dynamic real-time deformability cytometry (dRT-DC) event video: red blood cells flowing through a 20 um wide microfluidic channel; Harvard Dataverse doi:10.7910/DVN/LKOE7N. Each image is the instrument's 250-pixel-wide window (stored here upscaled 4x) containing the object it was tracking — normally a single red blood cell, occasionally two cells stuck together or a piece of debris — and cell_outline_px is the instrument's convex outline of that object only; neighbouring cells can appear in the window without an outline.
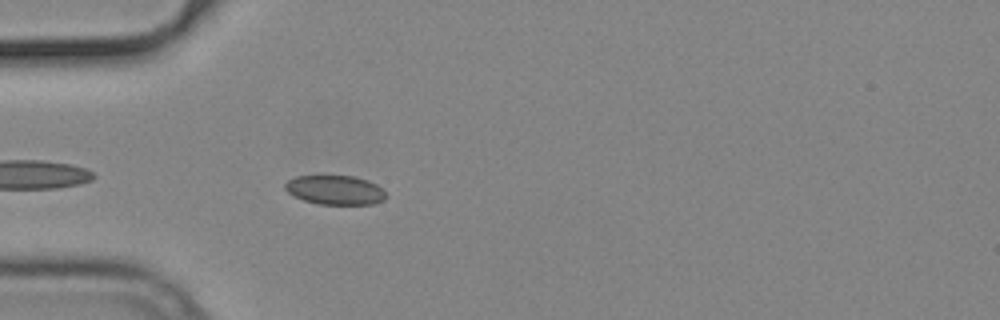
{"species": "common noctule bat (a hibernating species)", "species_latin": "Nyctalus noctula", "temperature_condition": "cold", "stored_images_in_passage": 11, "camera_frame_rate_fps": 3000, "um_per_image_px": 0.085, "animal": {"sex": "male", "body_mass_g": 19.2, "forearm_length_mm": 51.8}, "frame": {"image": 1, "passage_image": 4, "time_ms": 1.0, "image_size_px": [1000, 320], "cell_outline_px": [[388, 196], [384, 200], [372, 204], [320, 204], [304, 200], [288, 192], [284, 188], [284, 184], [288, 180], [296, 176], [352, 176], [368, 180], [384, 188], [388, 192]], "centroid_in_image_um": [28.55, 16.15], "position_along_channel_um": 56.5, "area_um2": 17.28}}
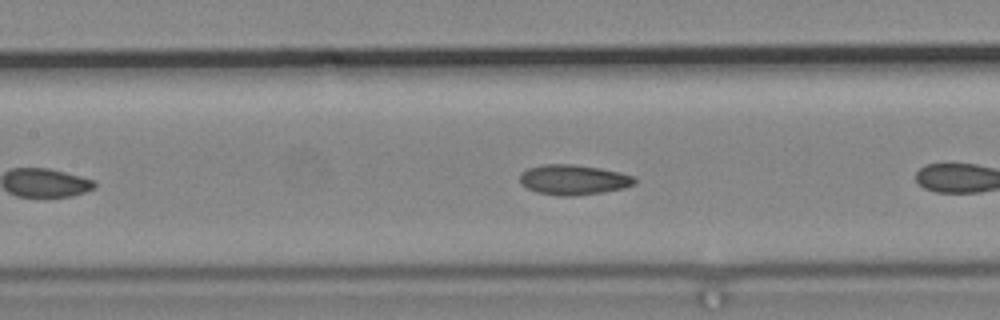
{"frame": {"image": 2, "passage_image": 10, "time_ms": 3.0, "image_size_px": [1000, 320], "cell_outline_px": [[636, 184], [624, 188], [604, 192], [572, 196], [560, 196], [536, 192], [520, 184], [520, 172], [528, 168], [544, 164], [572, 164], [600, 168], [620, 172], [636, 176]], "centroid_in_image_um": [48.76, 15.28], "position_along_channel_um": 158.6, "area_um2": 20.35}}